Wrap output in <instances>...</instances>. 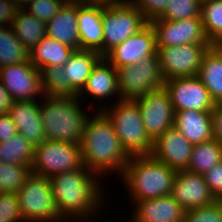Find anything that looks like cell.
I'll use <instances>...</instances> for the list:
<instances>
[{"label": "cell", "mask_w": 222, "mask_h": 222, "mask_svg": "<svg viewBox=\"0 0 222 222\" xmlns=\"http://www.w3.org/2000/svg\"><path fill=\"white\" fill-rule=\"evenodd\" d=\"M96 113L92 118L88 116L84 126L80 144L83 164L98 176L117 172L121 177L131 156L122 147L106 114L99 109Z\"/></svg>", "instance_id": "cell-1"}, {"label": "cell", "mask_w": 222, "mask_h": 222, "mask_svg": "<svg viewBox=\"0 0 222 222\" xmlns=\"http://www.w3.org/2000/svg\"><path fill=\"white\" fill-rule=\"evenodd\" d=\"M99 177L83 166L49 178L57 211L64 221L67 218L89 219V216L99 211L98 208H102L104 196L99 187Z\"/></svg>", "instance_id": "cell-2"}, {"label": "cell", "mask_w": 222, "mask_h": 222, "mask_svg": "<svg viewBox=\"0 0 222 222\" xmlns=\"http://www.w3.org/2000/svg\"><path fill=\"white\" fill-rule=\"evenodd\" d=\"M42 98L39 109L46 139L81 144L89 114L80 108L79 97L44 95Z\"/></svg>", "instance_id": "cell-3"}, {"label": "cell", "mask_w": 222, "mask_h": 222, "mask_svg": "<svg viewBox=\"0 0 222 222\" xmlns=\"http://www.w3.org/2000/svg\"><path fill=\"white\" fill-rule=\"evenodd\" d=\"M176 171L152 155H134L121 176L128 186L132 202L155 199L171 193Z\"/></svg>", "instance_id": "cell-4"}, {"label": "cell", "mask_w": 222, "mask_h": 222, "mask_svg": "<svg viewBox=\"0 0 222 222\" xmlns=\"http://www.w3.org/2000/svg\"><path fill=\"white\" fill-rule=\"evenodd\" d=\"M102 110L112 122L122 147L130 156L151 155L154 140L147 134L135 100H116ZM106 108V109H105Z\"/></svg>", "instance_id": "cell-5"}, {"label": "cell", "mask_w": 222, "mask_h": 222, "mask_svg": "<svg viewBox=\"0 0 222 222\" xmlns=\"http://www.w3.org/2000/svg\"><path fill=\"white\" fill-rule=\"evenodd\" d=\"M148 24L149 20L131 0L122 3H102L103 57Z\"/></svg>", "instance_id": "cell-6"}, {"label": "cell", "mask_w": 222, "mask_h": 222, "mask_svg": "<svg viewBox=\"0 0 222 222\" xmlns=\"http://www.w3.org/2000/svg\"><path fill=\"white\" fill-rule=\"evenodd\" d=\"M17 195L24 222L64 220L57 211L51 181L48 177L31 173Z\"/></svg>", "instance_id": "cell-7"}, {"label": "cell", "mask_w": 222, "mask_h": 222, "mask_svg": "<svg viewBox=\"0 0 222 222\" xmlns=\"http://www.w3.org/2000/svg\"><path fill=\"white\" fill-rule=\"evenodd\" d=\"M116 70L118 91L122 100H135L165 84L158 53L143 58L139 63Z\"/></svg>", "instance_id": "cell-8"}, {"label": "cell", "mask_w": 222, "mask_h": 222, "mask_svg": "<svg viewBox=\"0 0 222 222\" xmlns=\"http://www.w3.org/2000/svg\"><path fill=\"white\" fill-rule=\"evenodd\" d=\"M83 166L80 144L46 139L35 147L31 173L50 178Z\"/></svg>", "instance_id": "cell-9"}, {"label": "cell", "mask_w": 222, "mask_h": 222, "mask_svg": "<svg viewBox=\"0 0 222 222\" xmlns=\"http://www.w3.org/2000/svg\"><path fill=\"white\" fill-rule=\"evenodd\" d=\"M211 46V44H183L157 47L164 79L197 76L203 55Z\"/></svg>", "instance_id": "cell-10"}, {"label": "cell", "mask_w": 222, "mask_h": 222, "mask_svg": "<svg viewBox=\"0 0 222 222\" xmlns=\"http://www.w3.org/2000/svg\"><path fill=\"white\" fill-rule=\"evenodd\" d=\"M147 134L155 140L174 126V110L169 92L163 86L135 99Z\"/></svg>", "instance_id": "cell-11"}, {"label": "cell", "mask_w": 222, "mask_h": 222, "mask_svg": "<svg viewBox=\"0 0 222 222\" xmlns=\"http://www.w3.org/2000/svg\"><path fill=\"white\" fill-rule=\"evenodd\" d=\"M149 23L154 28L157 47L210 44L205 35L201 17L176 21L156 17Z\"/></svg>", "instance_id": "cell-12"}, {"label": "cell", "mask_w": 222, "mask_h": 222, "mask_svg": "<svg viewBox=\"0 0 222 222\" xmlns=\"http://www.w3.org/2000/svg\"><path fill=\"white\" fill-rule=\"evenodd\" d=\"M0 81L13 101H35V96H44L41 71L30 61L0 68Z\"/></svg>", "instance_id": "cell-13"}, {"label": "cell", "mask_w": 222, "mask_h": 222, "mask_svg": "<svg viewBox=\"0 0 222 222\" xmlns=\"http://www.w3.org/2000/svg\"><path fill=\"white\" fill-rule=\"evenodd\" d=\"M174 112L184 110L213 111L215 102L197 77H177L165 80Z\"/></svg>", "instance_id": "cell-14"}, {"label": "cell", "mask_w": 222, "mask_h": 222, "mask_svg": "<svg viewBox=\"0 0 222 222\" xmlns=\"http://www.w3.org/2000/svg\"><path fill=\"white\" fill-rule=\"evenodd\" d=\"M170 195L185 211L209 206L217 201L203 175L187 170L176 172Z\"/></svg>", "instance_id": "cell-15"}, {"label": "cell", "mask_w": 222, "mask_h": 222, "mask_svg": "<svg viewBox=\"0 0 222 222\" xmlns=\"http://www.w3.org/2000/svg\"><path fill=\"white\" fill-rule=\"evenodd\" d=\"M157 53L156 34L149 23L139 33L127 38L104 58L116 69L134 65L143 58Z\"/></svg>", "instance_id": "cell-16"}, {"label": "cell", "mask_w": 222, "mask_h": 222, "mask_svg": "<svg viewBox=\"0 0 222 222\" xmlns=\"http://www.w3.org/2000/svg\"><path fill=\"white\" fill-rule=\"evenodd\" d=\"M193 148L194 144L172 126L154 140L151 155L177 172L187 170Z\"/></svg>", "instance_id": "cell-17"}, {"label": "cell", "mask_w": 222, "mask_h": 222, "mask_svg": "<svg viewBox=\"0 0 222 222\" xmlns=\"http://www.w3.org/2000/svg\"><path fill=\"white\" fill-rule=\"evenodd\" d=\"M80 49L98 52L103 57L102 3L78 2Z\"/></svg>", "instance_id": "cell-18"}, {"label": "cell", "mask_w": 222, "mask_h": 222, "mask_svg": "<svg viewBox=\"0 0 222 222\" xmlns=\"http://www.w3.org/2000/svg\"><path fill=\"white\" fill-rule=\"evenodd\" d=\"M38 101H13L9 115L21 134L34 147L46 140Z\"/></svg>", "instance_id": "cell-19"}, {"label": "cell", "mask_w": 222, "mask_h": 222, "mask_svg": "<svg viewBox=\"0 0 222 222\" xmlns=\"http://www.w3.org/2000/svg\"><path fill=\"white\" fill-rule=\"evenodd\" d=\"M135 203L131 222H183L185 210L171 196L144 199Z\"/></svg>", "instance_id": "cell-20"}, {"label": "cell", "mask_w": 222, "mask_h": 222, "mask_svg": "<svg viewBox=\"0 0 222 222\" xmlns=\"http://www.w3.org/2000/svg\"><path fill=\"white\" fill-rule=\"evenodd\" d=\"M78 2H66L47 23V37L80 49L78 33Z\"/></svg>", "instance_id": "cell-21"}, {"label": "cell", "mask_w": 222, "mask_h": 222, "mask_svg": "<svg viewBox=\"0 0 222 222\" xmlns=\"http://www.w3.org/2000/svg\"><path fill=\"white\" fill-rule=\"evenodd\" d=\"M174 126L194 145L214 138L212 111H176Z\"/></svg>", "instance_id": "cell-22"}, {"label": "cell", "mask_w": 222, "mask_h": 222, "mask_svg": "<svg viewBox=\"0 0 222 222\" xmlns=\"http://www.w3.org/2000/svg\"><path fill=\"white\" fill-rule=\"evenodd\" d=\"M83 93H88L92 98L100 100L111 98L116 94L121 100L118 91L117 70L104 57L93 67L85 87L78 94L80 100Z\"/></svg>", "instance_id": "cell-23"}, {"label": "cell", "mask_w": 222, "mask_h": 222, "mask_svg": "<svg viewBox=\"0 0 222 222\" xmlns=\"http://www.w3.org/2000/svg\"><path fill=\"white\" fill-rule=\"evenodd\" d=\"M197 77L215 104L222 103V45H212L204 53Z\"/></svg>", "instance_id": "cell-24"}, {"label": "cell", "mask_w": 222, "mask_h": 222, "mask_svg": "<svg viewBox=\"0 0 222 222\" xmlns=\"http://www.w3.org/2000/svg\"><path fill=\"white\" fill-rule=\"evenodd\" d=\"M74 51L69 45L46 36L29 50V61L39 70L49 66H64Z\"/></svg>", "instance_id": "cell-25"}, {"label": "cell", "mask_w": 222, "mask_h": 222, "mask_svg": "<svg viewBox=\"0 0 222 222\" xmlns=\"http://www.w3.org/2000/svg\"><path fill=\"white\" fill-rule=\"evenodd\" d=\"M102 56L91 50H75L63 66L71 87L79 94L85 87L93 67Z\"/></svg>", "instance_id": "cell-26"}, {"label": "cell", "mask_w": 222, "mask_h": 222, "mask_svg": "<svg viewBox=\"0 0 222 222\" xmlns=\"http://www.w3.org/2000/svg\"><path fill=\"white\" fill-rule=\"evenodd\" d=\"M11 28L28 51L47 36L46 23L24 8L17 9Z\"/></svg>", "instance_id": "cell-27"}, {"label": "cell", "mask_w": 222, "mask_h": 222, "mask_svg": "<svg viewBox=\"0 0 222 222\" xmlns=\"http://www.w3.org/2000/svg\"><path fill=\"white\" fill-rule=\"evenodd\" d=\"M222 161V144L215 138L194 145L187 171L204 175Z\"/></svg>", "instance_id": "cell-28"}, {"label": "cell", "mask_w": 222, "mask_h": 222, "mask_svg": "<svg viewBox=\"0 0 222 222\" xmlns=\"http://www.w3.org/2000/svg\"><path fill=\"white\" fill-rule=\"evenodd\" d=\"M35 147L21 134L17 133L12 138L0 142V162L13 165L32 166Z\"/></svg>", "instance_id": "cell-29"}, {"label": "cell", "mask_w": 222, "mask_h": 222, "mask_svg": "<svg viewBox=\"0 0 222 222\" xmlns=\"http://www.w3.org/2000/svg\"><path fill=\"white\" fill-rule=\"evenodd\" d=\"M29 61V51L19 41L11 26H0V68Z\"/></svg>", "instance_id": "cell-30"}, {"label": "cell", "mask_w": 222, "mask_h": 222, "mask_svg": "<svg viewBox=\"0 0 222 222\" xmlns=\"http://www.w3.org/2000/svg\"><path fill=\"white\" fill-rule=\"evenodd\" d=\"M201 18L211 45H222V0H202Z\"/></svg>", "instance_id": "cell-31"}, {"label": "cell", "mask_w": 222, "mask_h": 222, "mask_svg": "<svg viewBox=\"0 0 222 222\" xmlns=\"http://www.w3.org/2000/svg\"><path fill=\"white\" fill-rule=\"evenodd\" d=\"M40 71L45 95L78 96V93L71 87L63 66H49L42 68Z\"/></svg>", "instance_id": "cell-32"}, {"label": "cell", "mask_w": 222, "mask_h": 222, "mask_svg": "<svg viewBox=\"0 0 222 222\" xmlns=\"http://www.w3.org/2000/svg\"><path fill=\"white\" fill-rule=\"evenodd\" d=\"M31 174L29 165H13L0 162V192L18 193Z\"/></svg>", "instance_id": "cell-33"}, {"label": "cell", "mask_w": 222, "mask_h": 222, "mask_svg": "<svg viewBox=\"0 0 222 222\" xmlns=\"http://www.w3.org/2000/svg\"><path fill=\"white\" fill-rule=\"evenodd\" d=\"M201 17V0H169L159 18L176 21Z\"/></svg>", "instance_id": "cell-34"}, {"label": "cell", "mask_w": 222, "mask_h": 222, "mask_svg": "<svg viewBox=\"0 0 222 222\" xmlns=\"http://www.w3.org/2000/svg\"><path fill=\"white\" fill-rule=\"evenodd\" d=\"M66 2V0H30L23 8L39 20L47 23Z\"/></svg>", "instance_id": "cell-35"}, {"label": "cell", "mask_w": 222, "mask_h": 222, "mask_svg": "<svg viewBox=\"0 0 222 222\" xmlns=\"http://www.w3.org/2000/svg\"><path fill=\"white\" fill-rule=\"evenodd\" d=\"M183 222H222V200L185 212Z\"/></svg>", "instance_id": "cell-36"}, {"label": "cell", "mask_w": 222, "mask_h": 222, "mask_svg": "<svg viewBox=\"0 0 222 222\" xmlns=\"http://www.w3.org/2000/svg\"><path fill=\"white\" fill-rule=\"evenodd\" d=\"M0 222H24L17 193L0 192Z\"/></svg>", "instance_id": "cell-37"}, {"label": "cell", "mask_w": 222, "mask_h": 222, "mask_svg": "<svg viewBox=\"0 0 222 222\" xmlns=\"http://www.w3.org/2000/svg\"><path fill=\"white\" fill-rule=\"evenodd\" d=\"M131 2L150 21L164 12L169 0H132Z\"/></svg>", "instance_id": "cell-38"}, {"label": "cell", "mask_w": 222, "mask_h": 222, "mask_svg": "<svg viewBox=\"0 0 222 222\" xmlns=\"http://www.w3.org/2000/svg\"><path fill=\"white\" fill-rule=\"evenodd\" d=\"M203 177L216 200H222V161L208 170Z\"/></svg>", "instance_id": "cell-39"}, {"label": "cell", "mask_w": 222, "mask_h": 222, "mask_svg": "<svg viewBox=\"0 0 222 222\" xmlns=\"http://www.w3.org/2000/svg\"><path fill=\"white\" fill-rule=\"evenodd\" d=\"M17 128L9 114L0 115V142H4L16 135Z\"/></svg>", "instance_id": "cell-40"}, {"label": "cell", "mask_w": 222, "mask_h": 222, "mask_svg": "<svg viewBox=\"0 0 222 222\" xmlns=\"http://www.w3.org/2000/svg\"><path fill=\"white\" fill-rule=\"evenodd\" d=\"M17 9L10 0H0V26H11Z\"/></svg>", "instance_id": "cell-41"}, {"label": "cell", "mask_w": 222, "mask_h": 222, "mask_svg": "<svg viewBox=\"0 0 222 222\" xmlns=\"http://www.w3.org/2000/svg\"><path fill=\"white\" fill-rule=\"evenodd\" d=\"M213 137L222 144V103L215 105L212 111Z\"/></svg>", "instance_id": "cell-42"}, {"label": "cell", "mask_w": 222, "mask_h": 222, "mask_svg": "<svg viewBox=\"0 0 222 222\" xmlns=\"http://www.w3.org/2000/svg\"><path fill=\"white\" fill-rule=\"evenodd\" d=\"M13 103V99L3 83L0 81V115L8 114Z\"/></svg>", "instance_id": "cell-43"}, {"label": "cell", "mask_w": 222, "mask_h": 222, "mask_svg": "<svg viewBox=\"0 0 222 222\" xmlns=\"http://www.w3.org/2000/svg\"><path fill=\"white\" fill-rule=\"evenodd\" d=\"M126 1H130V0H88V2L103 3V4L122 3Z\"/></svg>", "instance_id": "cell-44"}, {"label": "cell", "mask_w": 222, "mask_h": 222, "mask_svg": "<svg viewBox=\"0 0 222 222\" xmlns=\"http://www.w3.org/2000/svg\"><path fill=\"white\" fill-rule=\"evenodd\" d=\"M17 8H23L30 0H10Z\"/></svg>", "instance_id": "cell-45"}, {"label": "cell", "mask_w": 222, "mask_h": 222, "mask_svg": "<svg viewBox=\"0 0 222 222\" xmlns=\"http://www.w3.org/2000/svg\"><path fill=\"white\" fill-rule=\"evenodd\" d=\"M67 2H88V0H66Z\"/></svg>", "instance_id": "cell-46"}]
</instances>
